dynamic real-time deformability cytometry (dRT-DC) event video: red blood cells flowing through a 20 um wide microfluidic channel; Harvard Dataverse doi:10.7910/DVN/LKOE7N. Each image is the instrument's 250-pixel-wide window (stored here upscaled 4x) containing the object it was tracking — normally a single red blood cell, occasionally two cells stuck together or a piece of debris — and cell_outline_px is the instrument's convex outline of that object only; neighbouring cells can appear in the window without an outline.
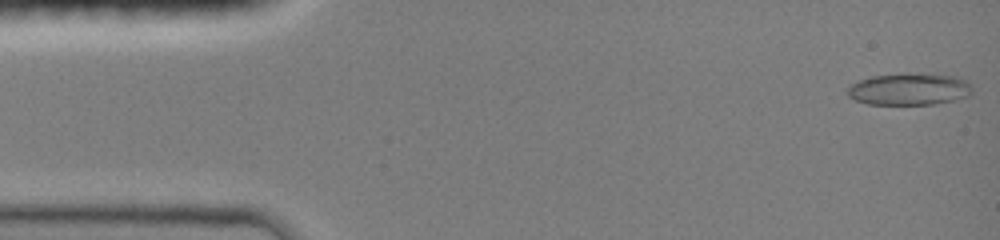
{"species": "common noctule bat (a hibernating species)", "species_latin": "Nyctalus noctula", "temperature_condition": "room temperature", "stored_images_in_passage": 57, "camera_frame_rate_fps": 3000, "um_per_image_px": 0.085, "animal": {"sex": "female", "body_mass_g": 19.0, "forearm_length_mm": 51.5}, "frame": {"image": 1, "passage_image": 1, "time_ms": 0.0, "image_size_px": [1000, 240], "cell_outline_px": [[972, 96], [956, 100], [932, 104], [868, 104], [856, 100], [848, 96], [844, 92], [852, 84], [860, 80], [872, 76], [904, 72], [908, 72], [956, 76], [964, 80], [972, 88]], "centroid_in_image_um": [77.29, 7.57], "position_along_channel_um": 7.7, "area_um2": 23.52}}
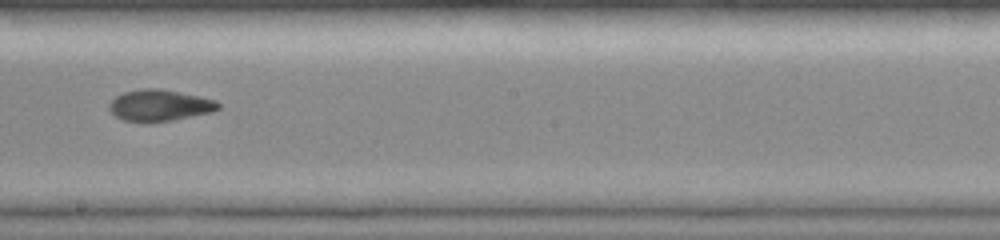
{"frame": {"image": 2, "passage_image": 31, "time_ms": 8.333, "image_size_px": [1000, 240], "cell_outline_px": [[220, 108], [212, 112], [172, 120], [148, 124], [124, 120], [116, 116], [108, 108], [108, 104], [116, 96], [124, 92], [144, 88], [160, 88], [200, 96], [216, 100], [220, 104]], "centroid_in_image_um": [13.56, 8.97], "position_along_channel_um": 234.6, "area_um2": 20.23}}
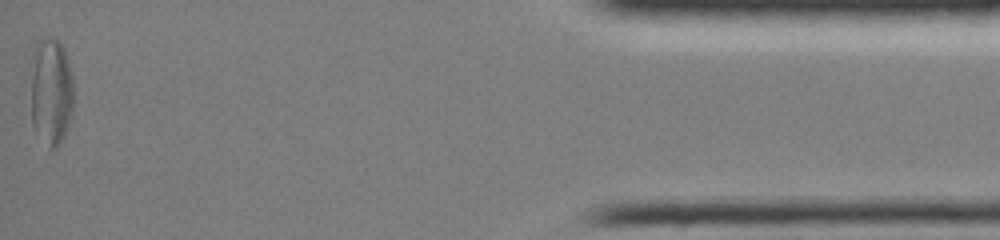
{"frame": {"image": 3, "passage_image": 57, "time_ms": 15.0, "image_size_px": [1000, 240], "cell_outline_px": [[72, 116], [64, 136], [60, 144], [56, 148], [48, 152], [32, 124], [32, 52], [36, 44], [44, 36], [52, 36], [60, 40], [64, 48], [68, 60], [72, 76]], "centroid_in_image_um": [4.35, 7.79], "position_along_channel_um": 430.9, "area_um2": 27.4}, "authors_computed_cell_mechanics": {"area_um2": 20.3456, "velocity_mm_per_s": 4.1187, "shape_relaxation_time_tau1_ms": 6.9669, "shape_relaxation_time_tau2_ms": 3.4159, "deformation_change_tau1": 0.2327, "deformation_change_tau2": 0.0916}}